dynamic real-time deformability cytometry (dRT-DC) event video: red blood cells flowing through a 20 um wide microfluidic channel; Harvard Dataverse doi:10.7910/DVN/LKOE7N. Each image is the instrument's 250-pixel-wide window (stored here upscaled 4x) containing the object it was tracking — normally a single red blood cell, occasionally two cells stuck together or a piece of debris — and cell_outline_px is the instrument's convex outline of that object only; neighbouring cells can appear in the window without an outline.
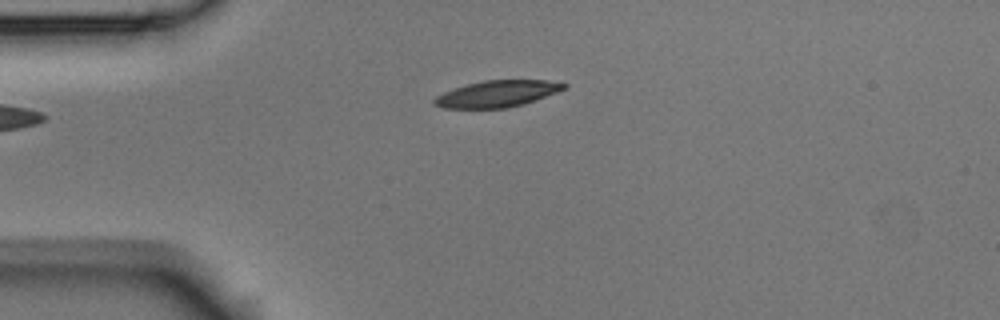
{"species": "Egyptian fruit bat (a non-hibernating species)", "species_latin": "Rousettus aegyptiacus", "temperature_condition": "room temperature", "stored_images_in_passage": 4, "camera_frame_rate_fps": 3000, "um_per_image_px": 0.085, "animal": {"sex": "male"}, "frame": {"image": 1, "passage_image": 4, "time_ms": 1.0, "image_size_px": [1000, 320], "cell_outline_px": [[568, 88], [520, 104], [504, 108], [444, 108], [432, 104], [432, 100], [436, 96], [444, 92], [468, 84], [484, 80], [548, 80], [568, 84]], "centroid_in_image_um": [42.23, 7.96], "position_along_channel_um": 42.8, "area_um2": 19.71}}